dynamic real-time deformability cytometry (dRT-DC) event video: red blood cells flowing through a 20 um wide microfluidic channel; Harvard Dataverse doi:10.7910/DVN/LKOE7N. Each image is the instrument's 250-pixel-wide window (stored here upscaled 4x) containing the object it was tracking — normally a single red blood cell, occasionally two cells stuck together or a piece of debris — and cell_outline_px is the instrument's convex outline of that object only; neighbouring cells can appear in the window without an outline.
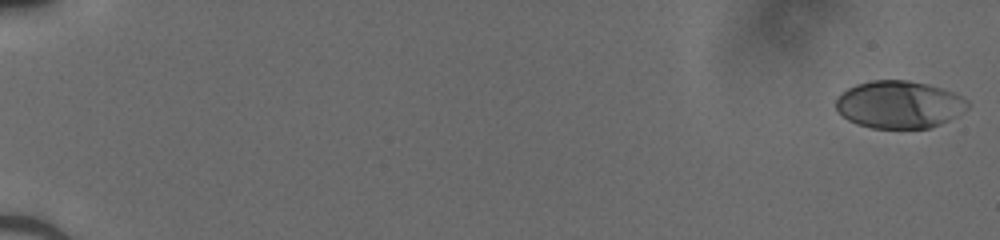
{"species": "human", "species_latin": "Homo sapiens", "temperature_condition": "cold", "stored_images_in_passage": 51, "camera_frame_rate_fps": 3000, "um_per_image_px": 0.085, "donor": {"sex": "male"}, "frame": {"image": 1, "passage_image": 1, "time_ms": 0.0, "image_size_px": [1000, 240], "cell_outline_px": [[968, 108], [948, 120], [940, 124], [928, 128], [872, 128], [856, 124], [848, 120], [836, 108], [836, 100], [848, 88], [856, 84], [872, 80], [908, 80], [928, 84], [952, 92], [968, 100]], "centroid_in_image_um": [76.42, 8.88], "position_along_channel_um": 8.6, "area_um2": 36.13}}
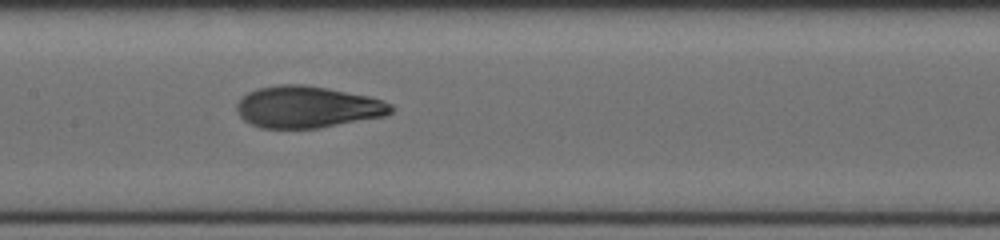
{"frame": {"image": 2, "passage_image": 28, "time_ms": 9.0, "image_size_px": [1000, 240], "cell_outline_px": [[396, 108], [388, 116], [316, 128], [260, 128], [244, 120], [236, 112], [236, 104], [248, 92], [256, 88], [280, 84], [304, 84], [328, 88], [368, 96], [392, 104]], "centroid_in_image_um": [26.14, 9.09], "position_along_channel_um": 181.3, "area_um2": 37.69}}
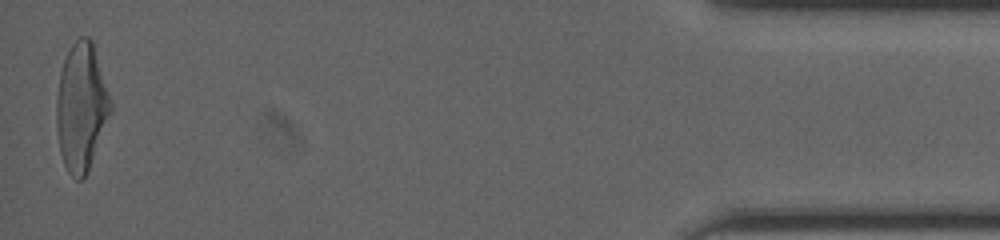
{"frame": {"image": 3, "passage_image": 51, "time_ms": 16.667, "image_size_px": [1000, 240], "cell_outline_px": [[112, 108], [88, 168], [84, 176], [80, 180], [76, 180], [68, 172], [64, 164], [60, 152], [56, 124], [56, 96], [60, 72], [64, 60], [72, 44], [80, 36], [88, 36], [92, 40], [112, 104]], "centroid_in_image_um": [6.88, 9.07], "position_along_channel_um": 428.3, "area_um2": 39.59}}